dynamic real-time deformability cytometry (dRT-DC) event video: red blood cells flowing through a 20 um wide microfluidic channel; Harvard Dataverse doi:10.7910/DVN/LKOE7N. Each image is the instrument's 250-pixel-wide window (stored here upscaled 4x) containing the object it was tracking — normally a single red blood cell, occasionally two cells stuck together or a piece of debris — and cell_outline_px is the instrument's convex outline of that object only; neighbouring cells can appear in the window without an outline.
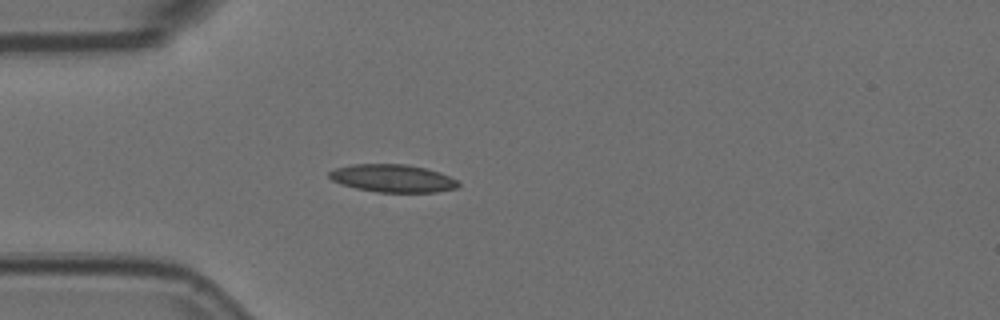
{"species": "Egyptian fruit bat (a non-hibernating species)", "species_latin": "Rousettus aegyptiacus", "temperature_condition": "room temperature", "stored_images_in_passage": 3, "camera_frame_rate_fps": 3000, "um_per_image_px": 0.085, "animal": {"sex": "female"}, "frame": {"image": 1, "passage_image": 3, "time_ms": 0.667, "image_size_px": [1000, 320], "cell_outline_px": [[460, 188], [436, 192], [376, 192], [356, 188], [340, 184], [332, 180], [328, 176], [328, 172], [336, 168], [352, 164], [408, 164], [440, 172], [456, 180], [460, 184]], "centroid_in_image_um": [33.38, 15.16], "position_along_channel_um": 51.6, "area_um2": 20.98}}